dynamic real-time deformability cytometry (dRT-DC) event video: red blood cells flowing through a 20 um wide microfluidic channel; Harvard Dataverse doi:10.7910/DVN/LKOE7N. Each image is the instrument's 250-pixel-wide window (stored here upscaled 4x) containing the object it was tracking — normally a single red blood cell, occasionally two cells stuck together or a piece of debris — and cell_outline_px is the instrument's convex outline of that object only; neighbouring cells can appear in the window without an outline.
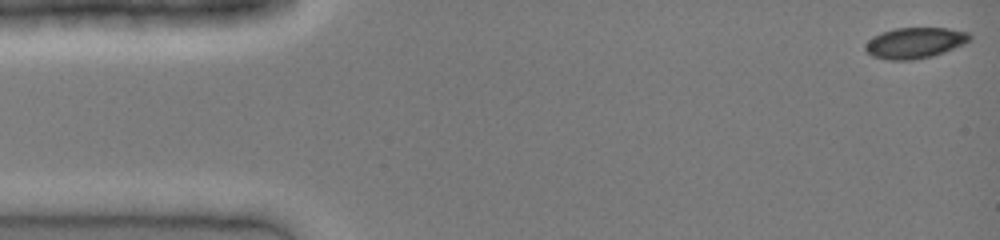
{"species": "common noctule bat (a hibernating species)", "species_latin": "Nyctalus noctula", "temperature_condition": "cold", "stored_images_in_passage": 13, "camera_frame_rate_fps": 3000, "um_per_image_px": 0.085, "animal": {"sex": "female", "body_mass_g": 19.0, "forearm_length_mm": 51.5}, "frame": {"image": 1, "passage_image": 1, "time_ms": 0.0, "image_size_px": [1000, 240], "cell_outline_px": [[972, 40], [964, 44], [944, 52], [932, 56], [912, 60], [888, 60], [872, 56], [864, 48], [864, 44], [872, 36], [896, 28], [948, 28], [968, 32], [972, 36]], "centroid_in_image_um": [77.77, 3.64], "position_along_channel_um": 7.2, "area_um2": 18.84}}
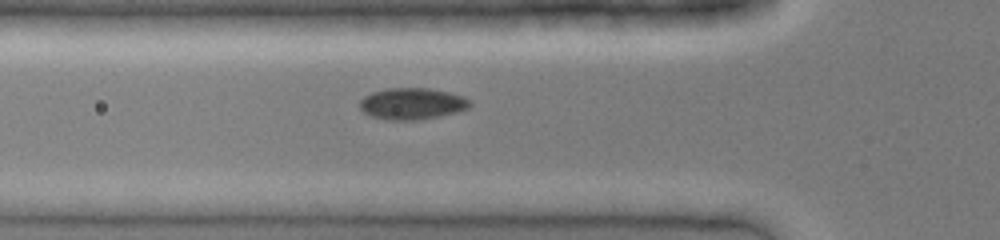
{"frame": {"image": 2, "passage_image": 10, "time_ms": 3.0, "image_size_px": [1000, 240], "cell_outline_px": [[472, 104], [468, 108], [456, 112], [440, 116], [420, 120], [388, 120], [368, 116], [356, 104], [364, 96], [372, 92], [384, 88], [428, 88], [448, 92], [464, 96], [472, 100]], "centroid_in_image_um": [35.0, 8.81], "position_along_channel_um": 90.8, "area_um2": 20.63}}
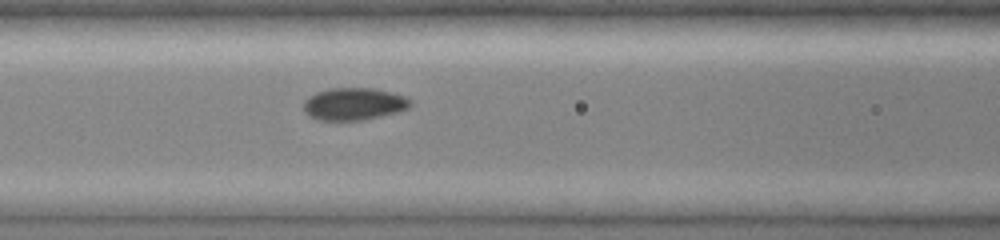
{"frame": {"image": 3, "passage_image": 13, "time_ms": 4.0, "image_size_px": [1000, 240], "cell_outline_px": [[412, 104], [408, 108], [396, 112], [380, 116], [360, 120], [320, 120], [308, 116], [304, 112], [304, 100], [308, 96], [316, 92], [328, 88], [372, 88], [392, 92], [404, 96], [412, 100]], "centroid_in_image_um": [30.06, 8.82], "position_along_channel_um": 136.5, "area_um2": 20.17}}